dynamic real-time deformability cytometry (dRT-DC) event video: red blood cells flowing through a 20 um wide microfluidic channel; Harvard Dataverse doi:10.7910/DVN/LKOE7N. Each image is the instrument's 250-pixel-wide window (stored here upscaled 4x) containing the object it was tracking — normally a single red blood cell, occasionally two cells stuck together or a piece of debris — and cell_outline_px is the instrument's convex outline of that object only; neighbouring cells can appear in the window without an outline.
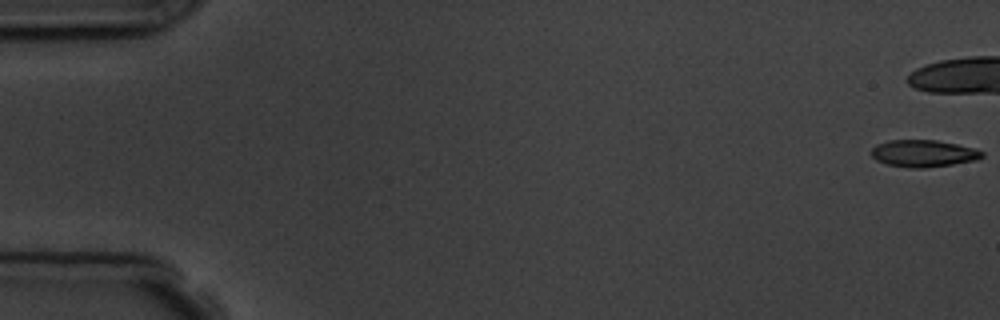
{"species": "common noctule bat (a hibernating species)", "species_latin": "Nyctalus noctula", "temperature_condition": "room temperature", "stored_images_in_passage": 9, "camera_frame_rate_fps": 3000, "um_per_image_px": 0.085, "animal": {"sex": "male", "body_mass_g": 19.5, "forearm_length_mm": 54.6}, "frame": {"image": 1, "passage_image": 1, "time_ms": 0.0, "image_size_px": [1000, 320], "cell_outline_px": [[984, 156], [976, 160], [952, 164], [924, 168], [908, 168], [888, 164], [876, 160], [872, 156], [872, 148], [876, 144], [888, 140], [936, 140], [956, 144], [972, 148], [984, 152]], "centroid_in_image_um": [78.47, 13.04], "position_along_channel_um": 6.5, "area_um2": 17.34}}
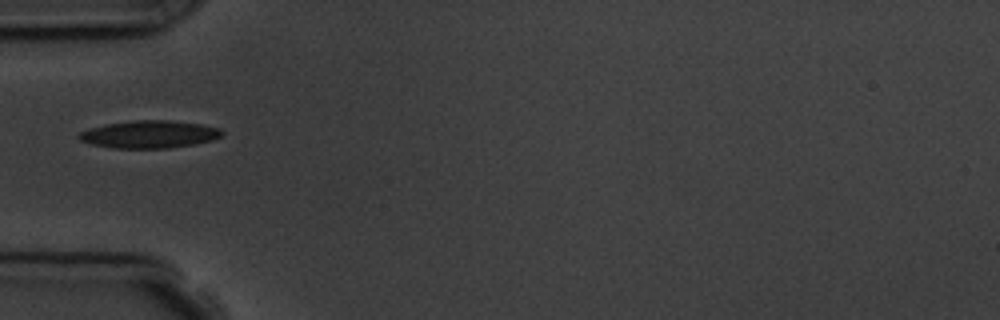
{"frame": {"image": 2, "passage_image": 7, "time_ms": 7.333, "image_size_px": [1000, 320], "cell_outline_px": [[224, 132], [220, 136], [212, 140], [192, 144], [168, 148], [112, 148], [92, 144], [80, 140], [76, 136], [80, 132], [88, 128], [104, 124], [132, 120], [168, 120], [200, 124], [220, 128]], "centroid_in_image_um": [12.65, 11.41], "position_along_channel_um": 72.4, "area_um2": 22.95}}